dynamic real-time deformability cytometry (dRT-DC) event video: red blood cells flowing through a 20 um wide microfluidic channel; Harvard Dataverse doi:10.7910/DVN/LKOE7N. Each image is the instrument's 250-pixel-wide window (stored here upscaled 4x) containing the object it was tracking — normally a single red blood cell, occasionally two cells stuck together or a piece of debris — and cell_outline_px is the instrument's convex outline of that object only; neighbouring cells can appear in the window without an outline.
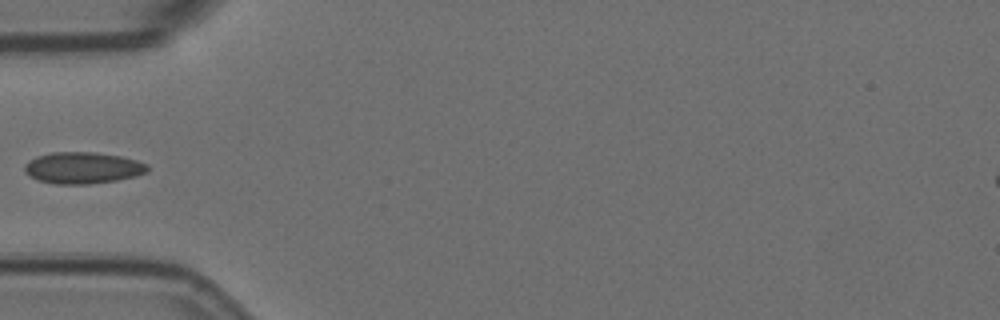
{"species": "Egyptian fruit bat (a non-hibernating species)", "species_latin": "Rousettus aegyptiacus", "temperature_condition": "room temperature", "stored_images_in_passage": 6, "camera_frame_rate_fps": 3000, "um_per_image_px": 0.085, "animal": {"sex": "female"}, "frame": {"image": 1, "passage_image": 5, "time_ms": 1.333, "image_size_px": [1000, 320], "cell_outline_px": [[148, 172], [136, 176], [116, 180], [88, 184], [56, 184], [36, 180], [28, 176], [24, 172], [24, 164], [28, 160], [36, 156], [52, 152], [96, 152], [120, 156], [136, 160], [148, 164]], "centroid_in_image_um": [6.99, 14.27], "position_along_channel_um": 78.0, "area_um2": 22.83}}
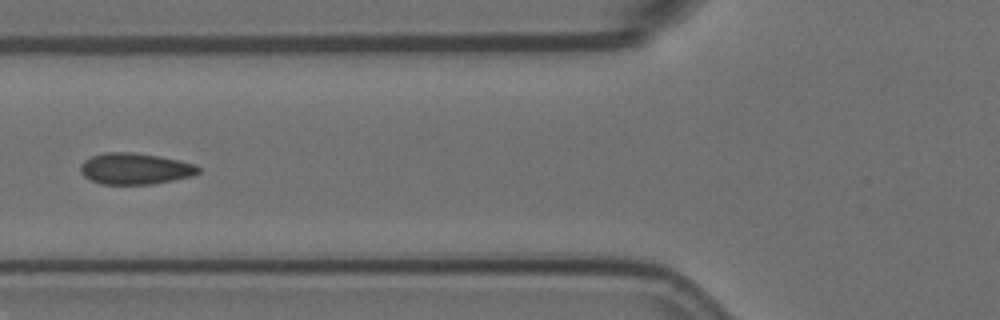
{"frame": {"image": 2, "passage_image": 6, "time_ms": 1.667, "image_size_px": [1000, 320], "cell_outline_px": [[200, 172], [192, 176], [152, 184], [100, 184], [84, 176], [80, 172], [80, 164], [84, 160], [92, 156], [104, 152], [132, 152], [160, 156], [180, 160], [196, 164], [200, 168]], "centroid_in_image_um": [11.49, 14.33], "position_along_channel_um": 114.3, "area_um2": 21.62}}